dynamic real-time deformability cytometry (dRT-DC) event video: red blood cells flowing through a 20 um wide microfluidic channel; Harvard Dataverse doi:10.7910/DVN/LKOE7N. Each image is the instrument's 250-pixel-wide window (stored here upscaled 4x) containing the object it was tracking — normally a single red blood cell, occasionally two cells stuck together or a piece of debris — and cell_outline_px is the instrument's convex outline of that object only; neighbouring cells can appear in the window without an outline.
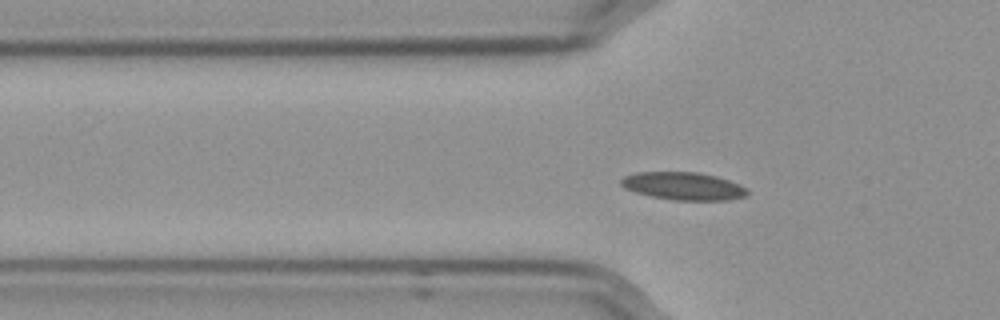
{"species": "Egyptian fruit bat (a non-hibernating species)", "species_latin": "Rousettus aegyptiacus", "temperature_condition": "cold", "stored_images_in_passage": 49, "camera_frame_rate_fps": 3000, "um_per_image_px": 0.085, "frame": {"image": 1, "passage_image": 10, "time_ms": 3.0, "image_size_px": [1000, 320], "cell_outline_px": [[748, 196], [728, 200], [672, 200], [652, 196], [636, 192], [624, 188], [620, 184], [620, 180], [624, 176], [636, 172], [696, 172], [716, 176], [740, 184], [748, 188]], "centroid_in_image_um": [58.11, 15.82], "position_along_channel_um": 67.7, "area_um2": 20.52}}
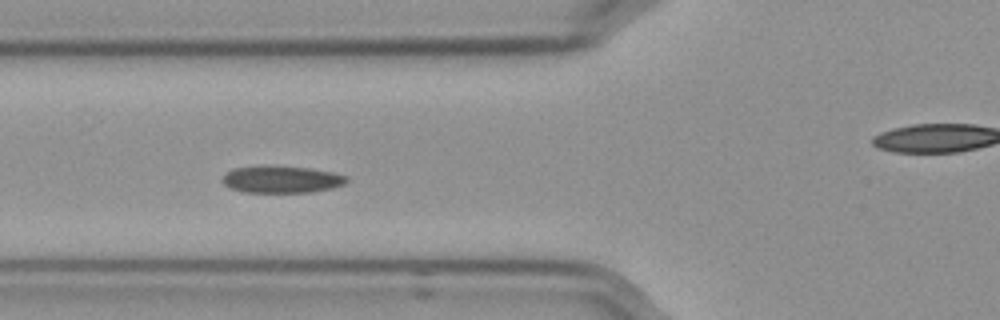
{"frame": {"image": 2, "passage_image": 13, "time_ms": 4.0, "image_size_px": [1000, 320], "cell_outline_px": [[348, 180], [344, 184], [332, 188], [312, 192], [244, 192], [228, 188], [220, 180], [232, 168], [272, 164], [312, 168], [332, 172], [348, 176]], "centroid_in_image_um": [23.92, 15.22], "position_along_channel_um": 101.9, "area_um2": 20.06}}
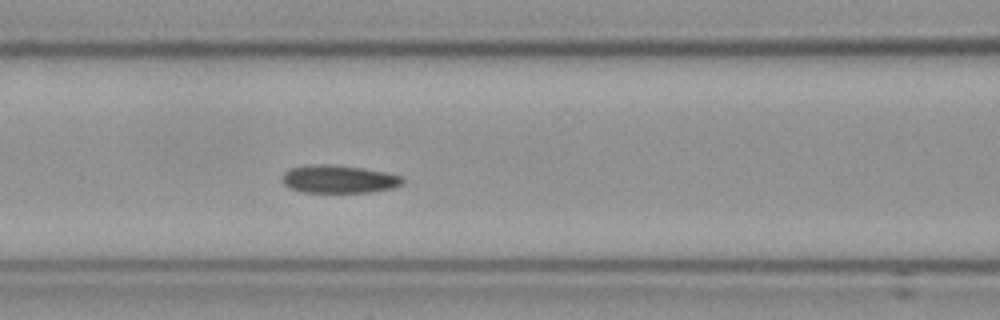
{"frame": {"image": 3, "passage_image": 16, "time_ms": 5.0, "image_size_px": [1000, 320], "cell_outline_px": [[404, 184], [392, 188], [372, 192], [304, 192], [292, 188], [284, 184], [284, 172], [288, 168], [308, 164], [332, 164], [364, 168], [404, 176]], "centroid_in_image_um": [28.84, 15.21], "position_along_channel_um": 137.8, "area_um2": 19.71}, "authors_computed_cell_mechanics": {"area_um2": 19.4786, "velocity_mm_per_s": 3.5409, "shape_relaxation_time_tau1_ms": 4.433, "shape_relaxation_time_tau2_ms": 2.6749, "deformation_change_tau1": 0.0893, "deformation_change_tau2": 0.0658}}